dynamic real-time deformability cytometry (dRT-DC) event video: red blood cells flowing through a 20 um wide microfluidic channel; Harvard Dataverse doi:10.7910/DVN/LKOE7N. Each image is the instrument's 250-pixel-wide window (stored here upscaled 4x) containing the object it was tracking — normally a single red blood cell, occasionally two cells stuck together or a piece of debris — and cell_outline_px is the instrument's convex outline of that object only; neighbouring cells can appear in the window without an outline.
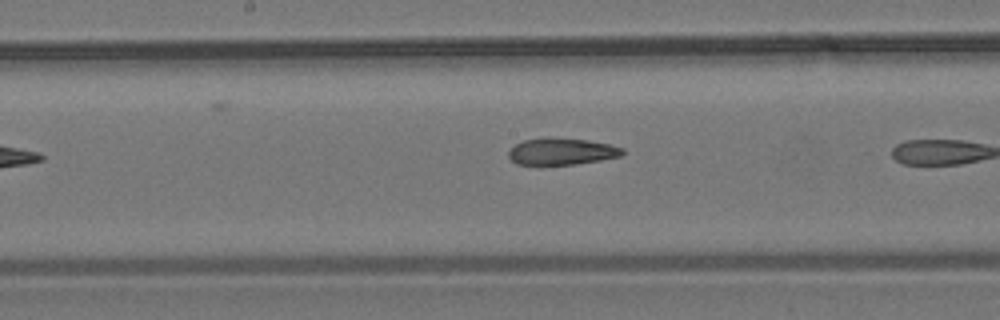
{"species": "common noctule bat (a hibernating species)", "species_latin": "Nyctalus noctula", "temperature_condition": "room temperature", "stored_images_in_passage": 8, "camera_frame_rate_fps": 3000, "um_per_image_px": 0.085, "animal": {"sex": "male", "body_mass_g": 19.2, "forearm_length_mm": 51.8}, "frame": {"image": 1, "passage_image": 7, "time_ms": 8.0, "image_size_px": [1000, 320], "cell_outline_px": [[624, 152], [620, 156], [600, 160], [576, 164], [516, 164], [508, 156], [508, 152], [516, 144], [524, 140], [544, 136], [548, 136], [588, 140], [608, 144], [624, 148]], "centroid_in_image_um": [47.73, 12.85], "position_along_channel_um": 200.5, "area_um2": 17.8}}